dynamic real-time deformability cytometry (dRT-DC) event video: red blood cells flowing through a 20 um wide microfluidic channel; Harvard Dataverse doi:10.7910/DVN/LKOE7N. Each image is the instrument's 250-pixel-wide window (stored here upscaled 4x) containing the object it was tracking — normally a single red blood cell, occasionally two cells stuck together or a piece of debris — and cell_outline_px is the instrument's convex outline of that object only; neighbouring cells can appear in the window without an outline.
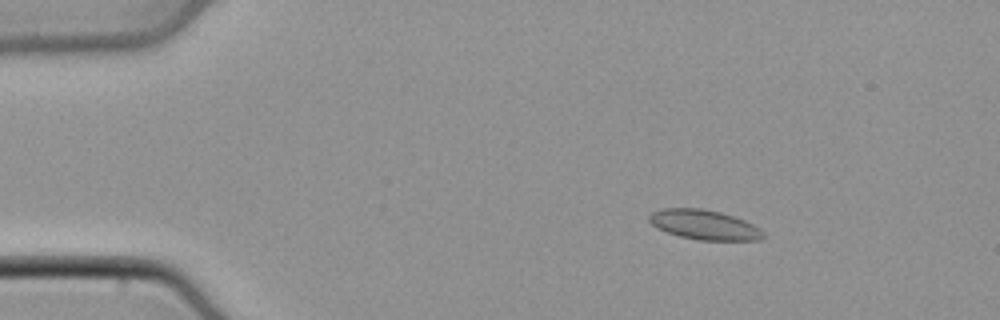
{"species": "common noctule bat (a hibernating species)", "species_latin": "Nyctalus noctula", "temperature_condition": "cold", "stored_images_in_passage": 42, "camera_frame_rate_fps": 3000, "um_per_image_px": 0.085, "animal": {"sex": "male", "body_mass_g": 21.5, "forearm_length_mm": 52.0}, "frame": {"image": 1, "passage_image": 1, "time_ms": 0.0, "image_size_px": [1000, 320], "cell_outline_px": [[764, 236], [760, 240], [700, 240], [680, 236], [656, 228], [648, 220], [648, 216], [652, 212], [664, 208], [700, 208], [720, 212], [744, 220], [760, 228], [764, 232]], "centroid_in_image_um": [59.85, 19.1], "position_along_channel_um": 25.1, "area_um2": 19.65}}
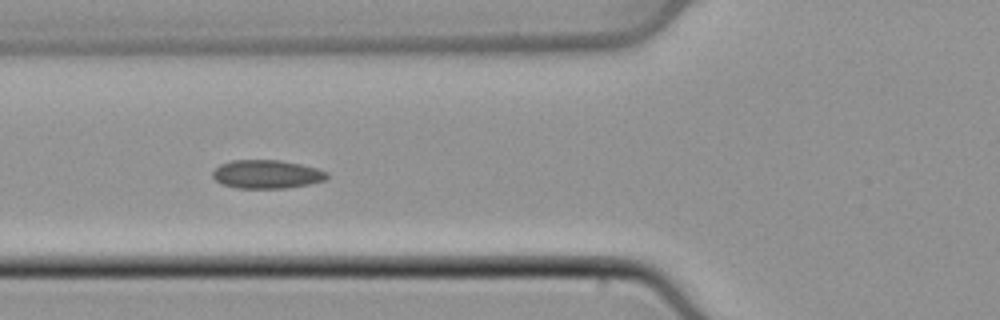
{"frame": {"image": 2, "passage_image": 12, "time_ms": 3.667, "image_size_px": [1000, 320], "cell_outline_px": [[328, 176], [324, 180], [308, 184], [284, 188], [236, 188], [220, 184], [212, 176], [212, 172], [220, 164], [232, 160], [280, 160], [300, 164], [316, 168], [328, 172]], "centroid_in_image_um": [22.64, 14.81], "position_along_channel_um": 103.2, "area_um2": 18.96}}
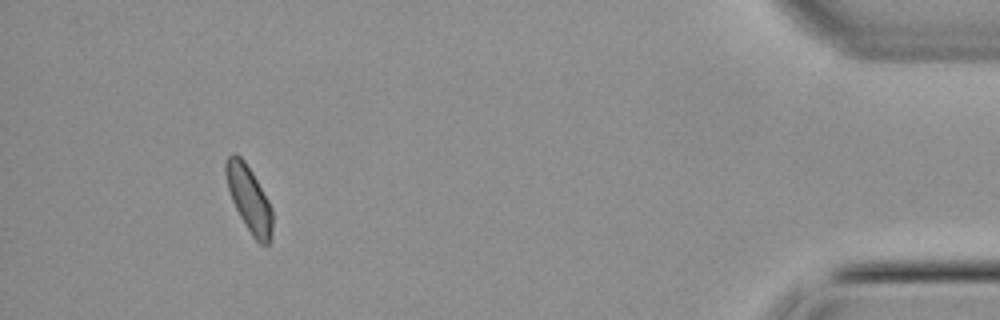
{"frame": {"image": 3, "passage_image": 39, "time_ms": 12.667, "image_size_px": [1000, 320], "cell_outline_px": [[272, 232], [268, 244], [260, 244], [252, 236], [240, 216], [232, 200], [228, 188], [224, 172], [224, 164], [228, 156], [232, 152], [236, 152], [244, 160], [252, 172], [268, 200], [272, 208]], "centroid_in_image_um": [21.15, 16.86], "position_along_channel_um": 414.1, "area_um2": 17.8}}